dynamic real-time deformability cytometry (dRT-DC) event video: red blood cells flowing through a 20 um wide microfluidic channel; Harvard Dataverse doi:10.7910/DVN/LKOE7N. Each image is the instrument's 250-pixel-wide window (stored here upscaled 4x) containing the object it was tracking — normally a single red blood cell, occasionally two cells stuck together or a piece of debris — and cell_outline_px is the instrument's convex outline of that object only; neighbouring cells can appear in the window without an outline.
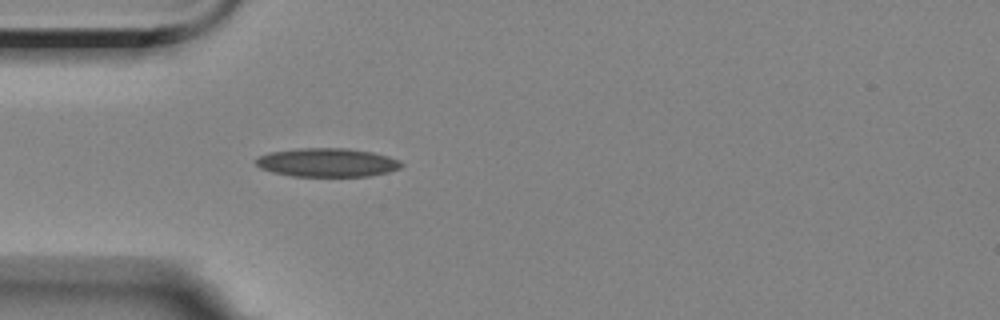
{"species": "Egyptian fruit bat (a non-hibernating species)", "species_latin": "Rousettus aegyptiacus", "temperature_condition": "room temperature", "stored_images_in_passage": 4, "camera_frame_rate_fps": 3000, "um_per_image_px": 0.085, "animal": {"sex": "female"}, "frame": {"image": 1, "passage_image": 4, "time_ms": 4.333, "image_size_px": [1000, 320], "cell_outline_px": [[404, 164], [400, 168], [388, 172], [368, 176], [292, 176], [272, 172], [260, 168], [256, 164], [256, 156], [268, 152], [300, 148], [348, 148], [372, 152], [388, 156], [400, 160]], "centroid_in_image_um": [27.8, 13.81], "position_along_channel_um": 57.2, "area_um2": 24.45}}